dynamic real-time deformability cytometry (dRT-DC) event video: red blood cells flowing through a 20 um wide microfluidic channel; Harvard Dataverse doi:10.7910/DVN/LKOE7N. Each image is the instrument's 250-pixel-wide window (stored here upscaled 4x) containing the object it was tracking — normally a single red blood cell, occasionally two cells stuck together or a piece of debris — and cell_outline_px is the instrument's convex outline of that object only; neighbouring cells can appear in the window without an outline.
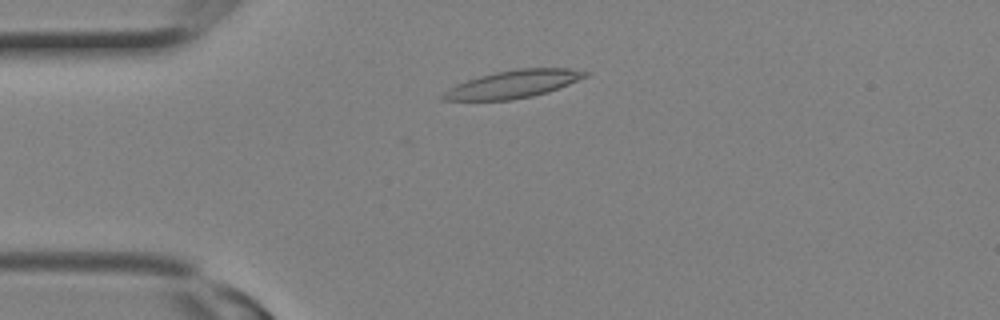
{"species": "Egyptian fruit bat (a non-hibernating species)", "species_latin": "Rousettus aegyptiacus", "temperature_condition": "room temperature", "stored_images_in_passage": 7, "camera_frame_rate_fps": 3000, "um_per_image_px": 0.085, "animal": {"sex": "female"}, "frame": {"image": 1, "passage_image": 4, "time_ms": 1.0, "image_size_px": [1000, 320], "cell_outline_px": [[592, 72], [588, 76], [548, 92], [532, 96], [512, 100], [440, 100], [440, 96], [448, 88], [456, 84], [480, 76], [496, 72], [516, 68], [572, 68]], "centroid_in_image_um": [43.65, 7.14], "position_along_channel_um": 41.4, "area_um2": 23.0}}
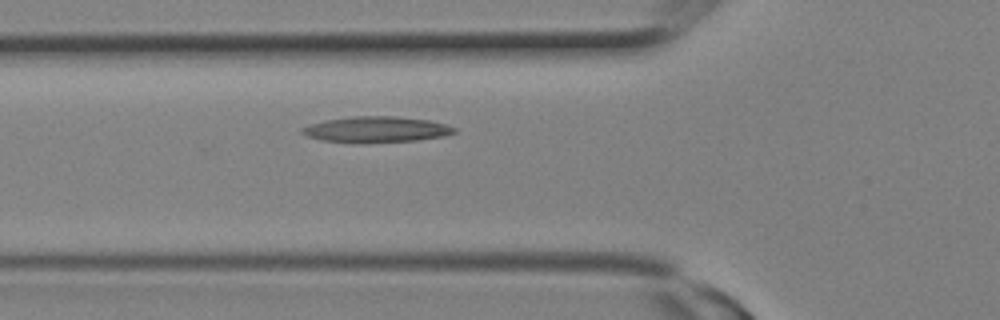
{"frame": {"image": 2, "passage_image": 7, "time_ms": 2.0, "image_size_px": [1000, 320], "cell_outline_px": [[456, 132], [444, 136], [416, 140], [324, 140], [308, 136], [300, 132], [300, 128], [324, 120], [356, 116], [392, 116], [428, 120], [444, 124], [456, 128]], "centroid_in_image_um": [32.02, 10.95], "position_along_channel_um": 93.8, "area_um2": 21.62}}